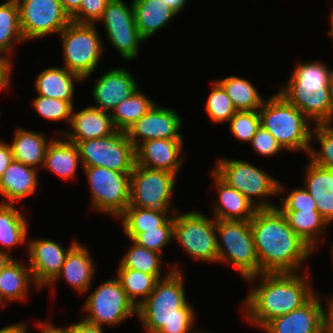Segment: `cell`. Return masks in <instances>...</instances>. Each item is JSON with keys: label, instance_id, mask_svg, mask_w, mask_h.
Masks as SVG:
<instances>
[{"label": "cell", "instance_id": "cell-1", "mask_svg": "<svg viewBox=\"0 0 333 333\" xmlns=\"http://www.w3.org/2000/svg\"><path fill=\"white\" fill-rule=\"evenodd\" d=\"M261 273H297L313 249L277 208L258 209L250 220Z\"/></svg>", "mask_w": 333, "mask_h": 333}, {"label": "cell", "instance_id": "cell-2", "mask_svg": "<svg viewBox=\"0 0 333 333\" xmlns=\"http://www.w3.org/2000/svg\"><path fill=\"white\" fill-rule=\"evenodd\" d=\"M305 273H261L248 278L249 285L256 284L258 278L260 281L251 288L242 305L247 322L261 329L273 318L305 304L316 293L308 282L309 274Z\"/></svg>", "mask_w": 333, "mask_h": 333}, {"label": "cell", "instance_id": "cell-3", "mask_svg": "<svg viewBox=\"0 0 333 333\" xmlns=\"http://www.w3.org/2000/svg\"><path fill=\"white\" fill-rule=\"evenodd\" d=\"M159 279L148 298L137 307V318L147 333H193L195 310L186 300L184 277L176 264Z\"/></svg>", "mask_w": 333, "mask_h": 333}, {"label": "cell", "instance_id": "cell-4", "mask_svg": "<svg viewBox=\"0 0 333 333\" xmlns=\"http://www.w3.org/2000/svg\"><path fill=\"white\" fill-rule=\"evenodd\" d=\"M333 72L320 61L297 62L279 93L297 107L312 124H330V77Z\"/></svg>", "mask_w": 333, "mask_h": 333}, {"label": "cell", "instance_id": "cell-5", "mask_svg": "<svg viewBox=\"0 0 333 333\" xmlns=\"http://www.w3.org/2000/svg\"><path fill=\"white\" fill-rule=\"evenodd\" d=\"M259 116L260 125L275 137L284 150L309 153L314 124L282 94L276 92L264 100Z\"/></svg>", "mask_w": 333, "mask_h": 333}, {"label": "cell", "instance_id": "cell-6", "mask_svg": "<svg viewBox=\"0 0 333 333\" xmlns=\"http://www.w3.org/2000/svg\"><path fill=\"white\" fill-rule=\"evenodd\" d=\"M211 170L229 186L243 194L258 209L275 208L277 205L266 198L287 191L283 183L247 161L220 158Z\"/></svg>", "mask_w": 333, "mask_h": 333}, {"label": "cell", "instance_id": "cell-7", "mask_svg": "<svg viewBox=\"0 0 333 333\" xmlns=\"http://www.w3.org/2000/svg\"><path fill=\"white\" fill-rule=\"evenodd\" d=\"M216 235L217 263H227L235 267L243 280L260 274L250 221L216 220Z\"/></svg>", "mask_w": 333, "mask_h": 333}, {"label": "cell", "instance_id": "cell-8", "mask_svg": "<svg viewBox=\"0 0 333 333\" xmlns=\"http://www.w3.org/2000/svg\"><path fill=\"white\" fill-rule=\"evenodd\" d=\"M98 32L96 24H79L71 21L59 33L63 66L83 80L93 75L105 49Z\"/></svg>", "mask_w": 333, "mask_h": 333}, {"label": "cell", "instance_id": "cell-9", "mask_svg": "<svg viewBox=\"0 0 333 333\" xmlns=\"http://www.w3.org/2000/svg\"><path fill=\"white\" fill-rule=\"evenodd\" d=\"M176 178L177 175L172 172L135 164L130 174L129 206L175 214L178 210L172 205L171 198L175 192Z\"/></svg>", "mask_w": 333, "mask_h": 333}, {"label": "cell", "instance_id": "cell-10", "mask_svg": "<svg viewBox=\"0 0 333 333\" xmlns=\"http://www.w3.org/2000/svg\"><path fill=\"white\" fill-rule=\"evenodd\" d=\"M175 240L190 258L208 263H217L218 246L216 219L198 211L174 214Z\"/></svg>", "mask_w": 333, "mask_h": 333}, {"label": "cell", "instance_id": "cell-11", "mask_svg": "<svg viewBox=\"0 0 333 333\" xmlns=\"http://www.w3.org/2000/svg\"><path fill=\"white\" fill-rule=\"evenodd\" d=\"M91 193V207L117 219L129 206L130 174L105 167H82Z\"/></svg>", "mask_w": 333, "mask_h": 333}, {"label": "cell", "instance_id": "cell-12", "mask_svg": "<svg viewBox=\"0 0 333 333\" xmlns=\"http://www.w3.org/2000/svg\"><path fill=\"white\" fill-rule=\"evenodd\" d=\"M74 143L78 148L82 167L101 166L131 173L136 164V148L126 132L116 131L110 136Z\"/></svg>", "mask_w": 333, "mask_h": 333}, {"label": "cell", "instance_id": "cell-13", "mask_svg": "<svg viewBox=\"0 0 333 333\" xmlns=\"http://www.w3.org/2000/svg\"><path fill=\"white\" fill-rule=\"evenodd\" d=\"M83 309L88 314L83 320L100 327H113L131 316H137V307L128 298L116 277L108 279L90 293Z\"/></svg>", "mask_w": 333, "mask_h": 333}, {"label": "cell", "instance_id": "cell-14", "mask_svg": "<svg viewBox=\"0 0 333 333\" xmlns=\"http://www.w3.org/2000/svg\"><path fill=\"white\" fill-rule=\"evenodd\" d=\"M106 37L124 60H134L139 46L146 41L135 23L134 11L124 0H109L101 19Z\"/></svg>", "mask_w": 333, "mask_h": 333}, {"label": "cell", "instance_id": "cell-15", "mask_svg": "<svg viewBox=\"0 0 333 333\" xmlns=\"http://www.w3.org/2000/svg\"><path fill=\"white\" fill-rule=\"evenodd\" d=\"M25 41L59 34L70 22L60 0H16Z\"/></svg>", "mask_w": 333, "mask_h": 333}, {"label": "cell", "instance_id": "cell-16", "mask_svg": "<svg viewBox=\"0 0 333 333\" xmlns=\"http://www.w3.org/2000/svg\"><path fill=\"white\" fill-rule=\"evenodd\" d=\"M319 295L315 293L305 304L288 314L273 318L260 330L265 333H326L328 299L327 309L323 308Z\"/></svg>", "mask_w": 333, "mask_h": 333}, {"label": "cell", "instance_id": "cell-17", "mask_svg": "<svg viewBox=\"0 0 333 333\" xmlns=\"http://www.w3.org/2000/svg\"><path fill=\"white\" fill-rule=\"evenodd\" d=\"M77 242V240H74L67 248L48 238L28 240V266L32 271L36 285L40 289L46 288L57 277L68 252Z\"/></svg>", "mask_w": 333, "mask_h": 333}, {"label": "cell", "instance_id": "cell-18", "mask_svg": "<svg viewBox=\"0 0 333 333\" xmlns=\"http://www.w3.org/2000/svg\"><path fill=\"white\" fill-rule=\"evenodd\" d=\"M182 119L173 109L154 104L127 131L132 145L137 148L141 143L153 139H183L179 134Z\"/></svg>", "mask_w": 333, "mask_h": 333}, {"label": "cell", "instance_id": "cell-19", "mask_svg": "<svg viewBox=\"0 0 333 333\" xmlns=\"http://www.w3.org/2000/svg\"><path fill=\"white\" fill-rule=\"evenodd\" d=\"M135 80L125 67L113 68L105 72L96 80L92 89L95 104L91 106L111 112L119 103L139 88Z\"/></svg>", "mask_w": 333, "mask_h": 333}, {"label": "cell", "instance_id": "cell-20", "mask_svg": "<svg viewBox=\"0 0 333 333\" xmlns=\"http://www.w3.org/2000/svg\"><path fill=\"white\" fill-rule=\"evenodd\" d=\"M183 139H153L144 141L136 148V164L166 170L178 175L183 165Z\"/></svg>", "mask_w": 333, "mask_h": 333}, {"label": "cell", "instance_id": "cell-21", "mask_svg": "<svg viewBox=\"0 0 333 333\" xmlns=\"http://www.w3.org/2000/svg\"><path fill=\"white\" fill-rule=\"evenodd\" d=\"M68 128L70 130L62 132L61 136L71 142L103 138L117 131L110 112L89 105L77 112L73 108Z\"/></svg>", "mask_w": 333, "mask_h": 333}, {"label": "cell", "instance_id": "cell-22", "mask_svg": "<svg viewBox=\"0 0 333 333\" xmlns=\"http://www.w3.org/2000/svg\"><path fill=\"white\" fill-rule=\"evenodd\" d=\"M90 254L88 247L77 242L68 252L60 273L47 287H53L63 278L79 294L88 292L96 270Z\"/></svg>", "mask_w": 333, "mask_h": 333}, {"label": "cell", "instance_id": "cell-23", "mask_svg": "<svg viewBox=\"0 0 333 333\" xmlns=\"http://www.w3.org/2000/svg\"><path fill=\"white\" fill-rule=\"evenodd\" d=\"M211 174L218 196V201L212 205L214 218L250 221L258 208L243 194L224 182L213 170Z\"/></svg>", "mask_w": 333, "mask_h": 333}, {"label": "cell", "instance_id": "cell-24", "mask_svg": "<svg viewBox=\"0 0 333 333\" xmlns=\"http://www.w3.org/2000/svg\"><path fill=\"white\" fill-rule=\"evenodd\" d=\"M38 171L34 167L12 160L0 178V203L15 204L34 194L38 186Z\"/></svg>", "mask_w": 333, "mask_h": 333}, {"label": "cell", "instance_id": "cell-25", "mask_svg": "<svg viewBox=\"0 0 333 333\" xmlns=\"http://www.w3.org/2000/svg\"><path fill=\"white\" fill-rule=\"evenodd\" d=\"M304 188L311 194L317 210L328 224L333 223V171L308 161Z\"/></svg>", "mask_w": 333, "mask_h": 333}, {"label": "cell", "instance_id": "cell-26", "mask_svg": "<svg viewBox=\"0 0 333 333\" xmlns=\"http://www.w3.org/2000/svg\"><path fill=\"white\" fill-rule=\"evenodd\" d=\"M37 95L68 101L74 106L75 85L83 79L66 67L53 66L41 71L35 79Z\"/></svg>", "mask_w": 333, "mask_h": 333}, {"label": "cell", "instance_id": "cell-27", "mask_svg": "<svg viewBox=\"0 0 333 333\" xmlns=\"http://www.w3.org/2000/svg\"><path fill=\"white\" fill-rule=\"evenodd\" d=\"M61 138H51L42 168L56 174L65 180H70L76 176V171L81 158L74 142L67 140L64 136Z\"/></svg>", "mask_w": 333, "mask_h": 333}, {"label": "cell", "instance_id": "cell-28", "mask_svg": "<svg viewBox=\"0 0 333 333\" xmlns=\"http://www.w3.org/2000/svg\"><path fill=\"white\" fill-rule=\"evenodd\" d=\"M132 6L135 23L145 40L164 28L178 14L161 0H133Z\"/></svg>", "mask_w": 333, "mask_h": 333}, {"label": "cell", "instance_id": "cell-29", "mask_svg": "<svg viewBox=\"0 0 333 333\" xmlns=\"http://www.w3.org/2000/svg\"><path fill=\"white\" fill-rule=\"evenodd\" d=\"M31 282L40 290L30 267L13 258L0 273V302L4 305L6 301H25Z\"/></svg>", "mask_w": 333, "mask_h": 333}, {"label": "cell", "instance_id": "cell-30", "mask_svg": "<svg viewBox=\"0 0 333 333\" xmlns=\"http://www.w3.org/2000/svg\"><path fill=\"white\" fill-rule=\"evenodd\" d=\"M50 142L51 140L47 141L45 135L40 132L18 128L12 142L9 143L13 160L40 169L43 166L45 153Z\"/></svg>", "mask_w": 333, "mask_h": 333}, {"label": "cell", "instance_id": "cell-31", "mask_svg": "<svg viewBox=\"0 0 333 333\" xmlns=\"http://www.w3.org/2000/svg\"><path fill=\"white\" fill-rule=\"evenodd\" d=\"M26 217L14 204L0 203V251L9 255L15 246L28 243V226Z\"/></svg>", "mask_w": 333, "mask_h": 333}, {"label": "cell", "instance_id": "cell-32", "mask_svg": "<svg viewBox=\"0 0 333 333\" xmlns=\"http://www.w3.org/2000/svg\"><path fill=\"white\" fill-rule=\"evenodd\" d=\"M288 220L293 231L313 250L329 224L318 210H280ZM321 235V236H320Z\"/></svg>", "mask_w": 333, "mask_h": 333}, {"label": "cell", "instance_id": "cell-33", "mask_svg": "<svg viewBox=\"0 0 333 333\" xmlns=\"http://www.w3.org/2000/svg\"><path fill=\"white\" fill-rule=\"evenodd\" d=\"M24 42L18 3L16 0H7L0 4V54L12 59L13 47Z\"/></svg>", "mask_w": 333, "mask_h": 333}, {"label": "cell", "instance_id": "cell-34", "mask_svg": "<svg viewBox=\"0 0 333 333\" xmlns=\"http://www.w3.org/2000/svg\"><path fill=\"white\" fill-rule=\"evenodd\" d=\"M226 91L237 111H253L262 107L264 98L250 80L237 76H228L216 80Z\"/></svg>", "mask_w": 333, "mask_h": 333}, {"label": "cell", "instance_id": "cell-35", "mask_svg": "<svg viewBox=\"0 0 333 333\" xmlns=\"http://www.w3.org/2000/svg\"><path fill=\"white\" fill-rule=\"evenodd\" d=\"M155 104L138 88L128 98L119 103L110 113L117 131L126 132Z\"/></svg>", "mask_w": 333, "mask_h": 333}, {"label": "cell", "instance_id": "cell-36", "mask_svg": "<svg viewBox=\"0 0 333 333\" xmlns=\"http://www.w3.org/2000/svg\"><path fill=\"white\" fill-rule=\"evenodd\" d=\"M172 216L168 213H158L146 208L128 206L117 218L122 219L123 233L132 240L137 234L145 230L163 226Z\"/></svg>", "mask_w": 333, "mask_h": 333}, {"label": "cell", "instance_id": "cell-37", "mask_svg": "<svg viewBox=\"0 0 333 333\" xmlns=\"http://www.w3.org/2000/svg\"><path fill=\"white\" fill-rule=\"evenodd\" d=\"M116 272V278L136 307L140 306L148 298L158 281L154 275L134 269L117 268Z\"/></svg>", "mask_w": 333, "mask_h": 333}, {"label": "cell", "instance_id": "cell-38", "mask_svg": "<svg viewBox=\"0 0 333 333\" xmlns=\"http://www.w3.org/2000/svg\"><path fill=\"white\" fill-rule=\"evenodd\" d=\"M131 241V247L125 253V255L120 259L118 268H129L141 271L146 274L154 275L158 280L166 277L172 269L161 276L162 273V255L142 247L135 242Z\"/></svg>", "mask_w": 333, "mask_h": 333}, {"label": "cell", "instance_id": "cell-39", "mask_svg": "<svg viewBox=\"0 0 333 333\" xmlns=\"http://www.w3.org/2000/svg\"><path fill=\"white\" fill-rule=\"evenodd\" d=\"M316 139L320 144V149H313L311 146L308 156L310 161L318 166L333 171V124L313 125L311 141Z\"/></svg>", "mask_w": 333, "mask_h": 333}, {"label": "cell", "instance_id": "cell-40", "mask_svg": "<svg viewBox=\"0 0 333 333\" xmlns=\"http://www.w3.org/2000/svg\"><path fill=\"white\" fill-rule=\"evenodd\" d=\"M205 110L209 119L217 124L228 123L231 117L237 112L224 88L215 80L205 103Z\"/></svg>", "mask_w": 333, "mask_h": 333}, {"label": "cell", "instance_id": "cell-41", "mask_svg": "<svg viewBox=\"0 0 333 333\" xmlns=\"http://www.w3.org/2000/svg\"><path fill=\"white\" fill-rule=\"evenodd\" d=\"M32 107L39 116L47 120H64L70 125L74 106L68 101L38 95L32 101Z\"/></svg>", "mask_w": 333, "mask_h": 333}, {"label": "cell", "instance_id": "cell-42", "mask_svg": "<svg viewBox=\"0 0 333 333\" xmlns=\"http://www.w3.org/2000/svg\"><path fill=\"white\" fill-rule=\"evenodd\" d=\"M174 215L161 227L145 230L137 234L132 241L136 244L163 255V249L173 240Z\"/></svg>", "mask_w": 333, "mask_h": 333}, {"label": "cell", "instance_id": "cell-43", "mask_svg": "<svg viewBox=\"0 0 333 333\" xmlns=\"http://www.w3.org/2000/svg\"><path fill=\"white\" fill-rule=\"evenodd\" d=\"M229 128L235 138L242 142H251L260 127L259 110L237 111L229 120Z\"/></svg>", "mask_w": 333, "mask_h": 333}, {"label": "cell", "instance_id": "cell-44", "mask_svg": "<svg viewBox=\"0 0 333 333\" xmlns=\"http://www.w3.org/2000/svg\"><path fill=\"white\" fill-rule=\"evenodd\" d=\"M109 0H81L80 8L71 16L79 24H98Z\"/></svg>", "mask_w": 333, "mask_h": 333}, {"label": "cell", "instance_id": "cell-45", "mask_svg": "<svg viewBox=\"0 0 333 333\" xmlns=\"http://www.w3.org/2000/svg\"><path fill=\"white\" fill-rule=\"evenodd\" d=\"M279 201V210H317L315 200L305 188H295Z\"/></svg>", "mask_w": 333, "mask_h": 333}, {"label": "cell", "instance_id": "cell-46", "mask_svg": "<svg viewBox=\"0 0 333 333\" xmlns=\"http://www.w3.org/2000/svg\"><path fill=\"white\" fill-rule=\"evenodd\" d=\"M251 146L261 156H275L283 150L275 137L261 125L251 140Z\"/></svg>", "mask_w": 333, "mask_h": 333}, {"label": "cell", "instance_id": "cell-47", "mask_svg": "<svg viewBox=\"0 0 333 333\" xmlns=\"http://www.w3.org/2000/svg\"><path fill=\"white\" fill-rule=\"evenodd\" d=\"M12 67V59L0 54V90L10 87Z\"/></svg>", "mask_w": 333, "mask_h": 333}, {"label": "cell", "instance_id": "cell-48", "mask_svg": "<svg viewBox=\"0 0 333 333\" xmlns=\"http://www.w3.org/2000/svg\"><path fill=\"white\" fill-rule=\"evenodd\" d=\"M68 333H104L103 327L81 320L68 326Z\"/></svg>", "mask_w": 333, "mask_h": 333}, {"label": "cell", "instance_id": "cell-49", "mask_svg": "<svg viewBox=\"0 0 333 333\" xmlns=\"http://www.w3.org/2000/svg\"><path fill=\"white\" fill-rule=\"evenodd\" d=\"M13 160L10 144L0 140V178Z\"/></svg>", "mask_w": 333, "mask_h": 333}, {"label": "cell", "instance_id": "cell-50", "mask_svg": "<svg viewBox=\"0 0 333 333\" xmlns=\"http://www.w3.org/2000/svg\"><path fill=\"white\" fill-rule=\"evenodd\" d=\"M37 328L41 329L40 333H68V327L66 328H60L56 327L53 323L51 322H37L35 325Z\"/></svg>", "mask_w": 333, "mask_h": 333}, {"label": "cell", "instance_id": "cell-51", "mask_svg": "<svg viewBox=\"0 0 333 333\" xmlns=\"http://www.w3.org/2000/svg\"><path fill=\"white\" fill-rule=\"evenodd\" d=\"M25 322L13 323L0 329V333H28Z\"/></svg>", "mask_w": 333, "mask_h": 333}, {"label": "cell", "instance_id": "cell-52", "mask_svg": "<svg viewBox=\"0 0 333 333\" xmlns=\"http://www.w3.org/2000/svg\"><path fill=\"white\" fill-rule=\"evenodd\" d=\"M64 10L68 13L71 17L81 5V0H60Z\"/></svg>", "mask_w": 333, "mask_h": 333}, {"label": "cell", "instance_id": "cell-53", "mask_svg": "<svg viewBox=\"0 0 333 333\" xmlns=\"http://www.w3.org/2000/svg\"><path fill=\"white\" fill-rule=\"evenodd\" d=\"M165 5L174 9L177 13L181 12L186 7L188 0H161Z\"/></svg>", "mask_w": 333, "mask_h": 333}, {"label": "cell", "instance_id": "cell-54", "mask_svg": "<svg viewBox=\"0 0 333 333\" xmlns=\"http://www.w3.org/2000/svg\"><path fill=\"white\" fill-rule=\"evenodd\" d=\"M13 259V256L0 251V273L3 271L5 266Z\"/></svg>", "mask_w": 333, "mask_h": 333}, {"label": "cell", "instance_id": "cell-55", "mask_svg": "<svg viewBox=\"0 0 333 333\" xmlns=\"http://www.w3.org/2000/svg\"><path fill=\"white\" fill-rule=\"evenodd\" d=\"M326 333H333V311L328 312Z\"/></svg>", "mask_w": 333, "mask_h": 333}, {"label": "cell", "instance_id": "cell-56", "mask_svg": "<svg viewBox=\"0 0 333 333\" xmlns=\"http://www.w3.org/2000/svg\"><path fill=\"white\" fill-rule=\"evenodd\" d=\"M330 91H331V115H330V124L332 125L333 120V72L330 77Z\"/></svg>", "mask_w": 333, "mask_h": 333}, {"label": "cell", "instance_id": "cell-57", "mask_svg": "<svg viewBox=\"0 0 333 333\" xmlns=\"http://www.w3.org/2000/svg\"><path fill=\"white\" fill-rule=\"evenodd\" d=\"M330 14H331L330 15L331 29L328 31V36L332 37V39H333V7H332Z\"/></svg>", "mask_w": 333, "mask_h": 333}, {"label": "cell", "instance_id": "cell-58", "mask_svg": "<svg viewBox=\"0 0 333 333\" xmlns=\"http://www.w3.org/2000/svg\"><path fill=\"white\" fill-rule=\"evenodd\" d=\"M331 251H332V256H333V246H332ZM328 309H329V311H333V295H332V297L328 298Z\"/></svg>", "mask_w": 333, "mask_h": 333}, {"label": "cell", "instance_id": "cell-59", "mask_svg": "<svg viewBox=\"0 0 333 333\" xmlns=\"http://www.w3.org/2000/svg\"><path fill=\"white\" fill-rule=\"evenodd\" d=\"M193 333H208V332H206V331H205V332H204V331H200V332H199L198 330H197V331L194 330Z\"/></svg>", "mask_w": 333, "mask_h": 333}]
</instances>
